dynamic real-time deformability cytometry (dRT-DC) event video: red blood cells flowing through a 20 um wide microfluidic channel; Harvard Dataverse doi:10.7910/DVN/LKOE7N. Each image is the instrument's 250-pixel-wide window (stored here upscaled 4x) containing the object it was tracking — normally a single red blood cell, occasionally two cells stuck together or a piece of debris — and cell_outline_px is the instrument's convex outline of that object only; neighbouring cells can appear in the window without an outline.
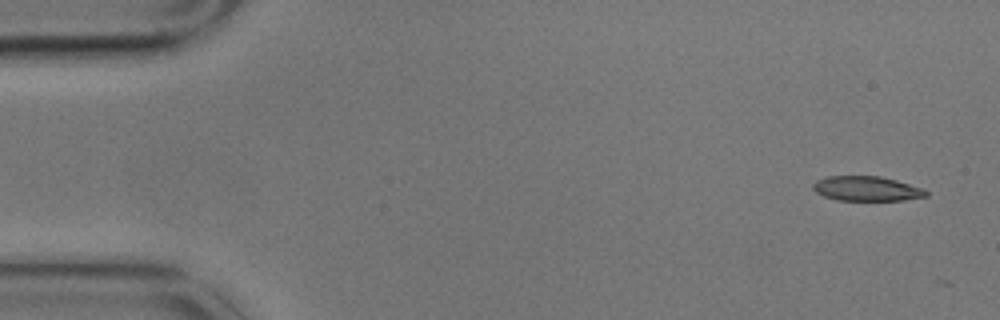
{"species": "common noctule bat (a hibernating species)", "species_latin": "Nyctalus noctula", "temperature_condition": "cold", "stored_images_in_passage": 3, "camera_frame_rate_fps": 3000, "um_per_image_px": 0.085, "animal": {"sex": "male", "body_mass_g": 17.9}, "frame": {"image": 1, "passage_image": 1, "time_ms": 0.0, "image_size_px": [1000, 320], "cell_outline_px": [[928, 196], [904, 200], [836, 200], [824, 196], [816, 192], [812, 188], [812, 184], [816, 180], [828, 176], [880, 176], [896, 180], [924, 188], [928, 192]], "centroid_in_image_um": [73.67, 16.03], "position_along_channel_um": 11.3, "area_um2": 16.36}}